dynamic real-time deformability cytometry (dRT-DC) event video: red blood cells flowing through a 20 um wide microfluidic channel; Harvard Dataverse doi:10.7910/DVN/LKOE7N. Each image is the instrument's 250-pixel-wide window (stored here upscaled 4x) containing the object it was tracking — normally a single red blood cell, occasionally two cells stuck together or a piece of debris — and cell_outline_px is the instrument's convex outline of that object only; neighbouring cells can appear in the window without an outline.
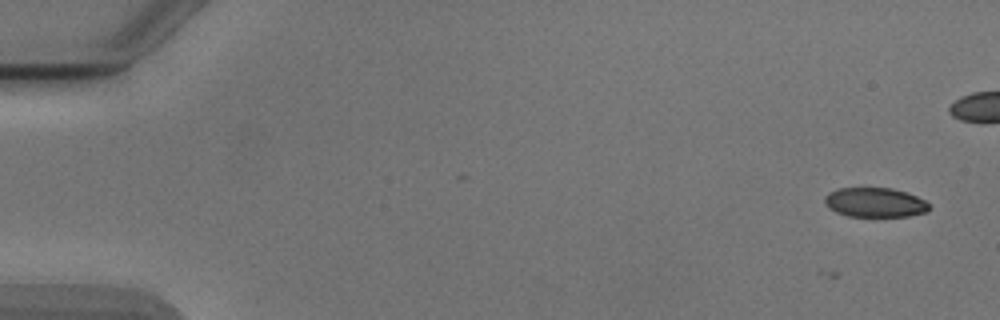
{"species": "Egyptian fruit bat (a non-hibernating species)", "species_latin": "Rousettus aegyptiacus", "temperature_condition": "cold", "stored_images_in_passage": 9, "camera_frame_rate_fps": 3000, "um_per_image_px": 0.085, "animal": {"sex": "male"}, "frame": {"image": 1, "passage_image": 1, "time_ms": 0.0, "image_size_px": [1000, 320], "cell_outline_px": [[932, 208], [928, 212], [908, 216], [848, 216], [836, 212], [828, 208], [824, 200], [824, 196], [828, 192], [840, 188], [892, 188], [908, 192], [924, 200]], "centroid_in_image_um": [74.38, 17.2], "position_along_channel_um": 10.6, "area_um2": 18.09}}